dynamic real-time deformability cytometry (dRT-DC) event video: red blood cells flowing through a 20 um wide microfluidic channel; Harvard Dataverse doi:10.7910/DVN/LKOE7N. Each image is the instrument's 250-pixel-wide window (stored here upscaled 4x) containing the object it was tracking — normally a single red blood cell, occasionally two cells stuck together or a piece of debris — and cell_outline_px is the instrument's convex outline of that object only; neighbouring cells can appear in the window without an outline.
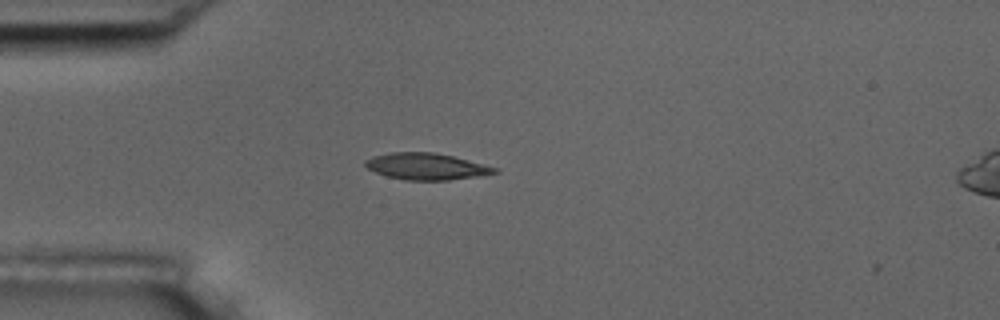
{"species": "common noctule bat (a hibernating species)", "species_latin": "Nyctalus noctula", "temperature_condition": "room temperature", "stored_images_in_passage": 40, "camera_frame_rate_fps": 3000, "um_per_image_px": 0.085, "animal": {"sex": "male", "body_mass_g": 17.5, "forearm_length_mm": 52.3}, "frame": {"image": 1, "passage_image": 1, "time_ms": 0.0, "image_size_px": [1000, 320], "cell_outline_px": [[500, 172], [480, 176], [448, 180], [404, 180], [388, 176], [376, 172], [368, 168], [364, 164], [364, 160], [372, 156], [392, 152], [432, 152], [452, 156], [496, 168]], "centroid_in_image_um": [36.21, 14.15], "position_along_channel_um": 48.8, "area_um2": 19.83}}
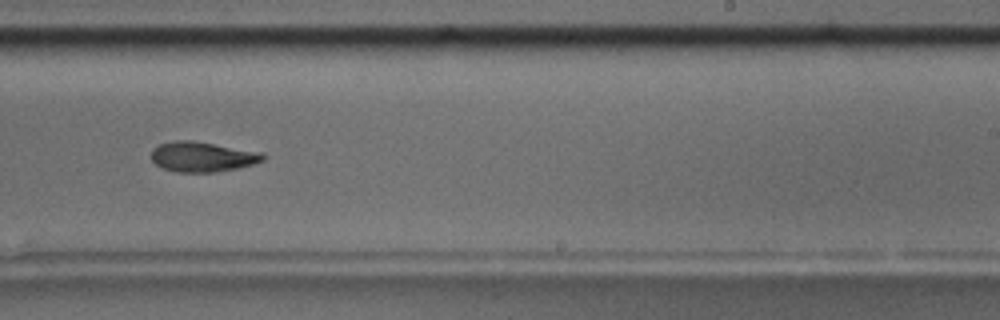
{"frame": {"image": 2, "passage_image": 20, "time_ms": 6.333, "image_size_px": [1000, 320], "cell_outline_px": [[268, 156], [264, 160], [252, 164], [236, 168], [216, 172], [176, 172], [164, 168], [156, 164], [152, 160], [152, 148], [160, 144], [176, 140], [192, 140], [264, 152]], "centroid_in_image_um": [17.24, 13.31], "position_along_channel_um": 271.8, "area_um2": 19.65}}
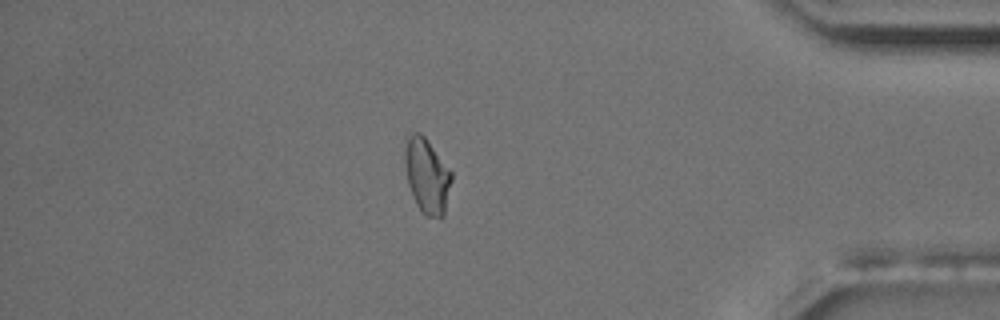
{"frame": {"image": 3, "passage_image": 33, "time_ms": 10.667, "image_size_px": [1000, 320], "cell_outline_px": [[452, 180], [444, 216], [440, 220], [424, 216], [416, 204], [412, 196], [408, 184], [404, 164], [404, 152], [408, 136], [412, 132], [420, 132], [424, 136], [452, 172]], "centroid_in_image_um": [36.29, 14.99], "position_along_channel_um": 398.9, "area_um2": 20.69}, "authors_computed_cell_mechanics": {"area_um2": 19.8832, "velocity_mm_per_s": 3.7372, "shape_relaxation_time_tau1_ms": 7.6309, "shape_relaxation_time_tau2_ms": 3.33, "deformation_change_tau1": 0.1755, "deformation_change_tau2": 0.0736}}